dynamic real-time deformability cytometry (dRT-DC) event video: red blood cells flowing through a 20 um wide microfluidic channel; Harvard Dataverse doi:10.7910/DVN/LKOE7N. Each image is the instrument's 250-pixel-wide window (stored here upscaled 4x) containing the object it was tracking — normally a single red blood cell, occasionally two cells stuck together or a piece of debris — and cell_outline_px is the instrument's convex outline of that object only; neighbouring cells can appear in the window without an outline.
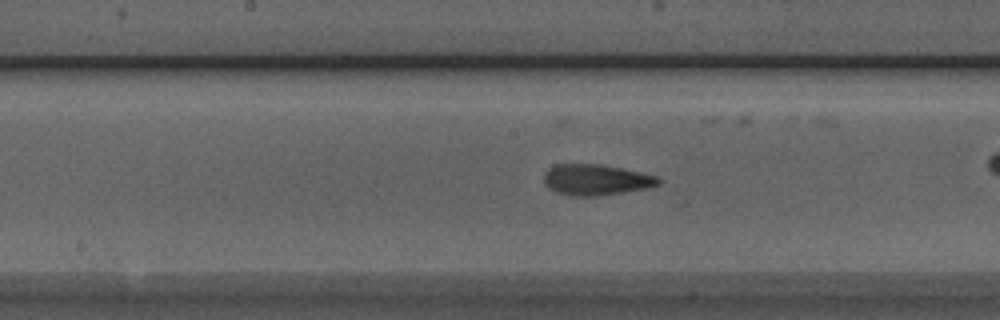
{"species": "Egyptian fruit bat (a non-hibernating species)", "species_latin": "Rousettus aegyptiacus", "temperature_condition": "room temperature", "stored_images_in_passage": 39, "camera_frame_rate_fps": 3000, "um_per_image_px": 0.085, "animal": {"sex": "male"}, "frame": {"image": 1, "passage_image": 12, "time_ms": 3.667, "image_size_px": [1000, 320], "cell_outline_px": [[664, 180], [660, 184], [648, 188], [600, 196], [568, 196], [556, 192], [548, 188], [544, 184], [544, 172], [552, 164], [596, 164], [620, 168], [640, 172], [656, 176]], "centroid_in_image_um": [50.63, 15.29], "position_along_channel_um": 197.6, "area_um2": 20.87}}
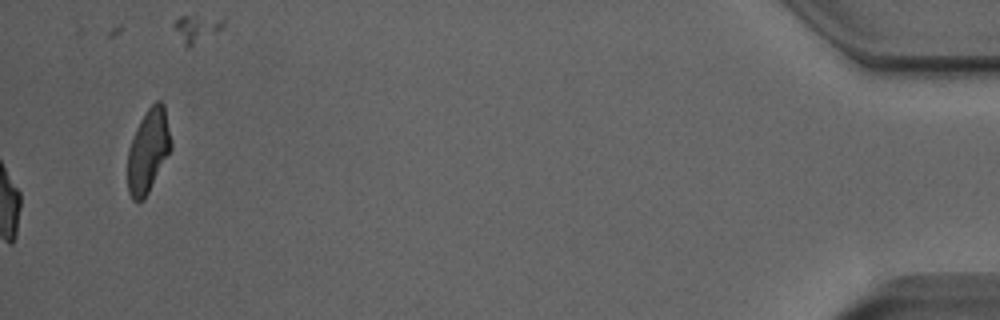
{"frame": {"image": 2, "passage_image": 39, "time_ms": 12.667, "image_size_px": [1000, 320], "cell_outline_px": [[172, 148], [144, 200], [132, 200], [128, 192], [128, 148], [136, 128], [140, 120], [148, 108], [156, 100], [160, 100], [164, 104], [172, 140]], "centroid_in_image_um": [12.61, 12.79], "position_along_channel_um": 422.6, "area_um2": 21.15}, "authors_computed_cell_mechanics": {"area_um2": 20.3456, "velocity_mm_per_s": 3.9222, "shape_relaxation_time_tau1_ms": 6.8114, "shape_relaxation_time_tau2_ms": 2.2148, "deformation_change_tau1": 0.1685, "deformation_change_tau2": 0.1034}}